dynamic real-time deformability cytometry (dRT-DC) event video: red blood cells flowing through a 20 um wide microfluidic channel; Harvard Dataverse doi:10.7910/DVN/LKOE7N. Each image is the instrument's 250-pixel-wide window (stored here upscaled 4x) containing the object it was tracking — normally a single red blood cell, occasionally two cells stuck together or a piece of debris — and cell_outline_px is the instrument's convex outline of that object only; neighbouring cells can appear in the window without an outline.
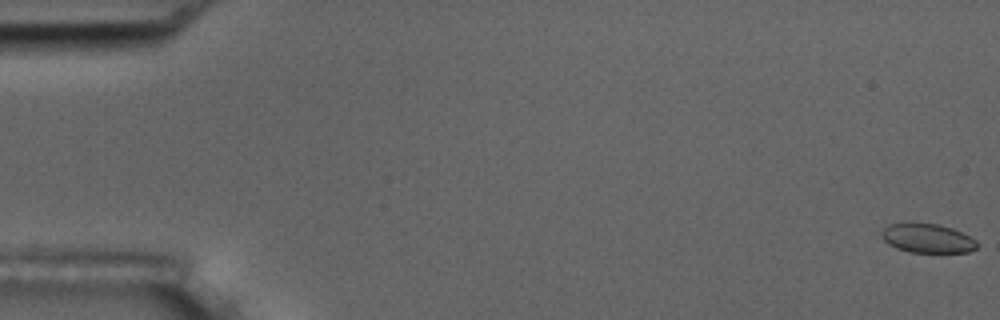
{"species": "common noctule bat (a hibernating species)", "species_latin": "Nyctalus noctula", "temperature_condition": "room temperature", "stored_images_in_passage": 6, "camera_frame_rate_fps": 3000, "um_per_image_px": 0.085, "animal": {"sex": "male", "body_mass_g": 17.5, "forearm_length_mm": 52.3}, "frame": {"image": 1, "passage_image": 1, "time_ms": 0.0, "image_size_px": [1000, 320], "cell_outline_px": [[976, 248], [968, 252], [908, 252], [896, 248], [888, 244], [880, 236], [880, 232], [888, 224], [936, 224], [952, 228], [976, 240]], "centroid_in_image_um": [78.79, 20.27], "position_along_channel_um": 6.2, "area_um2": 15.9}}